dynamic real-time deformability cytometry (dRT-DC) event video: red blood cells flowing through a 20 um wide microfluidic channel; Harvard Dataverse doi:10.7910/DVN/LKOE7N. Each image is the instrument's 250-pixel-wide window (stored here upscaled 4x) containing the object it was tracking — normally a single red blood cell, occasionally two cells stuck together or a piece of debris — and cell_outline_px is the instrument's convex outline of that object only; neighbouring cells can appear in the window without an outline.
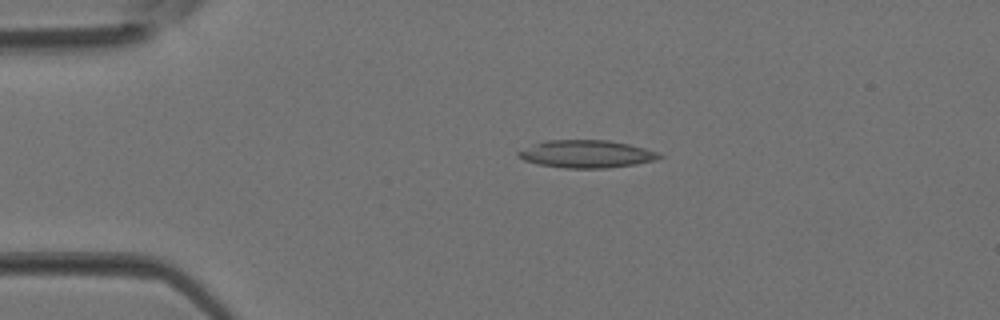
{"species": "Egyptian fruit bat (a non-hibernating species)", "species_latin": "Rousettus aegyptiacus", "temperature_condition": "room temperature", "stored_images_in_passage": 2, "camera_frame_rate_fps": 3000, "um_per_image_px": 0.085, "animal": {"sex": "female"}, "frame": {"image": 1, "passage_image": 1, "time_ms": 0.0, "image_size_px": [1000, 320], "cell_outline_px": [[664, 156], [656, 160], [636, 164], [608, 168], [564, 168], [540, 164], [524, 160], [516, 156], [516, 152], [544, 140], [608, 140], [628, 144], [644, 148], [656, 152]], "centroid_in_image_um": [49.84, 13.09], "position_along_channel_um": 35.2, "area_um2": 22.6}}